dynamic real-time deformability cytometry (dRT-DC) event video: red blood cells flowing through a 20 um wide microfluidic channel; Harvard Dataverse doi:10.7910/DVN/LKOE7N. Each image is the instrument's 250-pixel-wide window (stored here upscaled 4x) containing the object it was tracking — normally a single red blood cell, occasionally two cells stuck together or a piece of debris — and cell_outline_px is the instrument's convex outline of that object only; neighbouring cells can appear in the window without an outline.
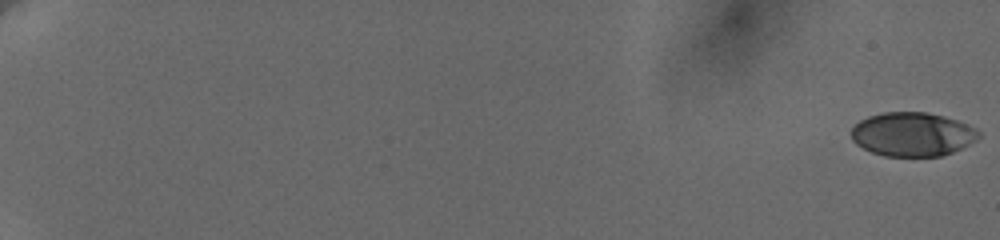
{"species": "human", "species_latin": "Homo sapiens", "temperature_condition": "cold", "stored_images_in_passage": 33, "camera_frame_rate_fps": 3000, "um_per_image_px": 0.085, "donor": {"sex": "female"}, "frame": {"image": 1, "passage_image": 1, "time_ms": 0.0, "image_size_px": [1000, 240], "cell_outline_px": [[980, 136], [976, 140], [952, 152], [940, 156], [884, 156], [872, 152], [856, 144], [852, 140], [852, 128], [860, 120], [868, 116], [884, 112], [928, 112], [944, 116], [968, 124], [976, 128], [980, 132]], "centroid_in_image_um": [77.56, 11.4], "position_along_channel_um": 7.4, "area_um2": 32.54}}
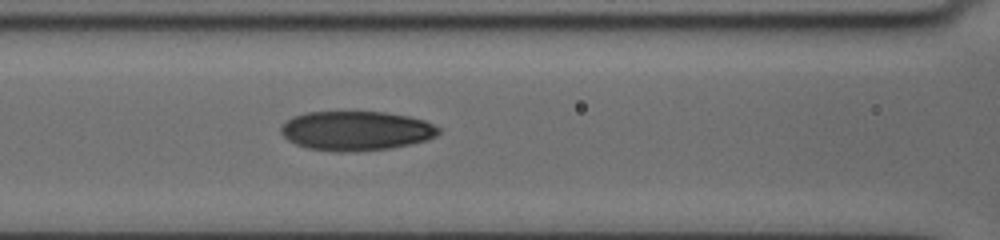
{"frame": {"image": 2, "passage_image": 19, "time_ms": 10.0, "image_size_px": [1000, 240], "cell_outline_px": [[440, 132], [436, 136], [428, 140], [388, 148], [356, 152], [336, 152], [308, 148], [296, 144], [288, 140], [280, 132], [280, 124], [292, 116], [308, 112], [384, 112], [408, 116], [424, 120], [440, 128]], "centroid_in_image_um": [30.24, 11.12], "position_along_channel_um": 136.4, "area_um2": 36.36}}
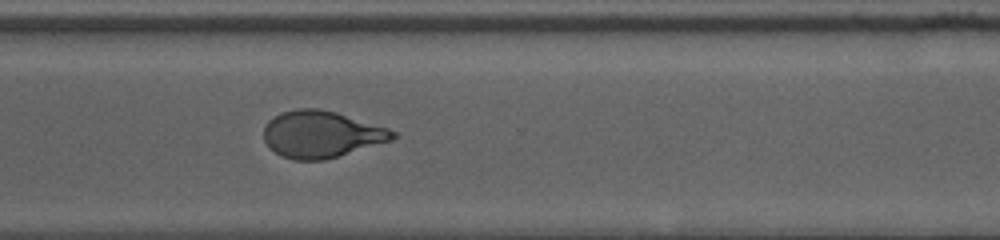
{"frame": {"image": 3, "passage_image": 33, "time_ms": 15.667, "image_size_px": [1000, 240], "cell_outline_px": [[396, 136], [392, 140], [324, 160], [292, 160], [280, 156], [264, 140], [264, 128], [268, 120], [280, 112], [296, 108], [320, 108], [336, 112], [388, 128], [396, 132]], "centroid_in_image_um": [27.29, 11.4], "position_along_channel_um": 343.3, "area_um2": 35.08}}